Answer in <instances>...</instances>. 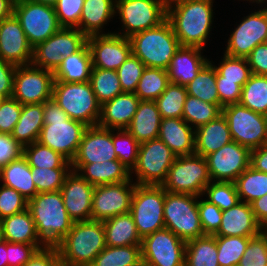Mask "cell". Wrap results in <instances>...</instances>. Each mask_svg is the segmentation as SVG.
I'll return each instance as SVG.
<instances>
[{"mask_svg": "<svg viewBox=\"0 0 267 266\" xmlns=\"http://www.w3.org/2000/svg\"><path fill=\"white\" fill-rule=\"evenodd\" d=\"M213 0L167 4V20L180 46L203 49L213 22Z\"/></svg>", "mask_w": 267, "mask_h": 266, "instance_id": "1", "label": "cell"}, {"mask_svg": "<svg viewBox=\"0 0 267 266\" xmlns=\"http://www.w3.org/2000/svg\"><path fill=\"white\" fill-rule=\"evenodd\" d=\"M43 109L44 125L37 142L60 153L71 162L88 126L70 119L53 99L44 102Z\"/></svg>", "mask_w": 267, "mask_h": 266, "instance_id": "2", "label": "cell"}, {"mask_svg": "<svg viewBox=\"0 0 267 266\" xmlns=\"http://www.w3.org/2000/svg\"><path fill=\"white\" fill-rule=\"evenodd\" d=\"M55 247L63 265L89 266L106 247L103 222H73L68 234Z\"/></svg>", "mask_w": 267, "mask_h": 266, "instance_id": "3", "label": "cell"}, {"mask_svg": "<svg viewBox=\"0 0 267 266\" xmlns=\"http://www.w3.org/2000/svg\"><path fill=\"white\" fill-rule=\"evenodd\" d=\"M29 210L40 240L46 246L57 245L70 231V219L60 190L38 193L28 201Z\"/></svg>", "mask_w": 267, "mask_h": 266, "instance_id": "4", "label": "cell"}, {"mask_svg": "<svg viewBox=\"0 0 267 266\" xmlns=\"http://www.w3.org/2000/svg\"><path fill=\"white\" fill-rule=\"evenodd\" d=\"M132 53L146 67L167 70L171 59L180 47L172 26L166 19L157 27L133 34L130 38Z\"/></svg>", "mask_w": 267, "mask_h": 266, "instance_id": "5", "label": "cell"}, {"mask_svg": "<svg viewBox=\"0 0 267 266\" xmlns=\"http://www.w3.org/2000/svg\"><path fill=\"white\" fill-rule=\"evenodd\" d=\"M52 99L67 113L70 119L86 126H97L101 116L91 83L54 81Z\"/></svg>", "mask_w": 267, "mask_h": 266, "instance_id": "6", "label": "cell"}, {"mask_svg": "<svg viewBox=\"0 0 267 266\" xmlns=\"http://www.w3.org/2000/svg\"><path fill=\"white\" fill-rule=\"evenodd\" d=\"M197 198L200 196L165 191L163 209L165 228L185 242L204 236Z\"/></svg>", "mask_w": 267, "mask_h": 266, "instance_id": "7", "label": "cell"}, {"mask_svg": "<svg viewBox=\"0 0 267 266\" xmlns=\"http://www.w3.org/2000/svg\"><path fill=\"white\" fill-rule=\"evenodd\" d=\"M210 182L206 158L194 153L177 156L161 186L167 192L201 197Z\"/></svg>", "mask_w": 267, "mask_h": 266, "instance_id": "8", "label": "cell"}, {"mask_svg": "<svg viewBox=\"0 0 267 266\" xmlns=\"http://www.w3.org/2000/svg\"><path fill=\"white\" fill-rule=\"evenodd\" d=\"M164 200L165 190L162 186L136 184L129 213L142 239L165 228Z\"/></svg>", "mask_w": 267, "mask_h": 266, "instance_id": "9", "label": "cell"}, {"mask_svg": "<svg viewBox=\"0 0 267 266\" xmlns=\"http://www.w3.org/2000/svg\"><path fill=\"white\" fill-rule=\"evenodd\" d=\"M232 141L249 148L257 149L267 144V116L254 112L240 103L222 108Z\"/></svg>", "mask_w": 267, "mask_h": 266, "instance_id": "10", "label": "cell"}, {"mask_svg": "<svg viewBox=\"0 0 267 266\" xmlns=\"http://www.w3.org/2000/svg\"><path fill=\"white\" fill-rule=\"evenodd\" d=\"M122 33L130 38L133 34L157 27L167 19V0H115Z\"/></svg>", "mask_w": 267, "mask_h": 266, "instance_id": "11", "label": "cell"}, {"mask_svg": "<svg viewBox=\"0 0 267 266\" xmlns=\"http://www.w3.org/2000/svg\"><path fill=\"white\" fill-rule=\"evenodd\" d=\"M13 13L33 48L61 28L53 5L21 0L14 3Z\"/></svg>", "mask_w": 267, "mask_h": 266, "instance_id": "12", "label": "cell"}, {"mask_svg": "<svg viewBox=\"0 0 267 266\" xmlns=\"http://www.w3.org/2000/svg\"><path fill=\"white\" fill-rule=\"evenodd\" d=\"M176 159L175 154L159 139L139 145L137 164L133 168L137 176L136 184L161 186L167 178L168 170Z\"/></svg>", "mask_w": 267, "mask_h": 266, "instance_id": "13", "label": "cell"}, {"mask_svg": "<svg viewBox=\"0 0 267 266\" xmlns=\"http://www.w3.org/2000/svg\"><path fill=\"white\" fill-rule=\"evenodd\" d=\"M53 71L32 64L16 67L13 94L21 105L41 104L52 99Z\"/></svg>", "mask_w": 267, "mask_h": 266, "instance_id": "14", "label": "cell"}, {"mask_svg": "<svg viewBox=\"0 0 267 266\" xmlns=\"http://www.w3.org/2000/svg\"><path fill=\"white\" fill-rule=\"evenodd\" d=\"M186 242L163 228L142 239V260L154 266H185Z\"/></svg>", "mask_w": 267, "mask_h": 266, "instance_id": "15", "label": "cell"}, {"mask_svg": "<svg viewBox=\"0 0 267 266\" xmlns=\"http://www.w3.org/2000/svg\"><path fill=\"white\" fill-rule=\"evenodd\" d=\"M132 182L95 186L91 220L103 222L114 216L129 213L136 186V183L132 184Z\"/></svg>", "mask_w": 267, "mask_h": 266, "instance_id": "16", "label": "cell"}, {"mask_svg": "<svg viewBox=\"0 0 267 266\" xmlns=\"http://www.w3.org/2000/svg\"><path fill=\"white\" fill-rule=\"evenodd\" d=\"M205 158L211 181L235 182L250 166L251 150L231 141Z\"/></svg>", "mask_w": 267, "mask_h": 266, "instance_id": "17", "label": "cell"}, {"mask_svg": "<svg viewBox=\"0 0 267 266\" xmlns=\"http://www.w3.org/2000/svg\"><path fill=\"white\" fill-rule=\"evenodd\" d=\"M267 42V8L244 17L232 31L224 54L246 58L258 45Z\"/></svg>", "mask_w": 267, "mask_h": 266, "instance_id": "18", "label": "cell"}, {"mask_svg": "<svg viewBox=\"0 0 267 266\" xmlns=\"http://www.w3.org/2000/svg\"><path fill=\"white\" fill-rule=\"evenodd\" d=\"M93 68L116 71L132 53L130 39L115 33L87 38Z\"/></svg>", "mask_w": 267, "mask_h": 266, "instance_id": "19", "label": "cell"}, {"mask_svg": "<svg viewBox=\"0 0 267 266\" xmlns=\"http://www.w3.org/2000/svg\"><path fill=\"white\" fill-rule=\"evenodd\" d=\"M33 47L13 13L0 21V59L16 66L32 62Z\"/></svg>", "mask_w": 267, "mask_h": 266, "instance_id": "20", "label": "cell"}, {"mask_svg": "<svg viewBox=\"0 0 267 266\" xmlns=\"http://www.w3.org/2000/svg\"><path fill=\"white\" fill-rule=\"evenodd\" d=\"M112 129L90 126L83 134L71 165H85L117 160L112 142Z\"/></svg>", "mask_w": 267, "mask_h": 266, "instance_id": "21", "label": "cell"}, {"mask_svg": "<svg viewBox=\"0 0 267 266\" xmlns=\"http://www.w3.org/2000/svg\"><path fill=\"white\" fill-rule=\"evenodd\" d=\"M95 186L71 170L60 192L66 211L73 222L91 220L93 191Z\"/></svg>", "mask_w": 267, "mask_h": 266, "instance_id": "22", "label": "cell"}, {"mask_svg": "<svg viewBox=\"0 0 267 266\" xmlns=\"http://www.w3.org/2000/svg\"><path fill=\"white\" fill-rule=\"evenodd\" d=\"M264 229L256 221L251 205L243 201L222 211L221 224L215 236H257Z\"/></svg>", "mask_w": 267, "mask_h": 266, "instance_id": "23", "label": "cell"}, {"mask_svg": "<svg viewBox=\"0 0 267 266\" xmlns=\"http://www.w3.org/2000/svg\"><path fill=\"white\" fill-rule=\"evenodd\" d=\"M140 99L135 93L123 92L101 105L99 127L126 129L137 111Z\"/></svg>", "mask_w": 267, "mask_h": 266, "instance_id": "24", "label": "cell"}, {"mask_svg": "<svg viewBox=\"0 0 267 266\" xmlns=\"http://www.w3.org/2000/svg\"><path fill=\"white\" fill-rule=\"evenodd\" d=\"M158 138L176 157L195 153V129L183 118H162Z\"/></svg>", "mask_w": 267, "mask_h": 266, "instance_id": "25", "label": "cell"}, {"mask_svg": "<svg viewBox=\"0 0 267 266\" xmlns=\"http://www.w3.org/2000/svg\"><path fill=\"white\" fill-rule=\"evenodd\" d=\"M201 50L197 47L180 46L171 59L167 69L169 81L181 86L191 82L198 72L209 62L201 56Z\"/></svg>", "mask_w": 267, "mask_h": 266, "instance_id": "26", "label": "cell"}, {"mask_svg": "<svg viewBox=\"0 0 267 266\" xmlns=\"http://www.w3.org/2000/svg\"><path fill=\"white\" fill-rule=\"evenodd\" d=\"M71 168L75 172L80 171L81 173L79 172L78 174L93 186L116 184L132 180L131 171L118 160L71 165Z\"/></svg>", "mask_w": 267, "mask_h": 266, "instance_id": "27", "label": "cell"}, {"mask_svg": "<svg viewBox=\"0 0 267 266\" xmlns=\"http://www.w3.org/2000/svg\"><path fill=\"white\" fill-rule=\"evenodd\" d=\"M232 141L223 114L195 129V154L206 157Z\"/></svg>", "mask_w": 267, "mask_h": 266, "instance_id": "28", "label": "cell"}, {"mask_svg": "<svg viewBox=\"0 0 267 266\" xmlns=\"http://www.w3.org/2000/svg\"><path fill=\"white\" fill-rule=\"evenodd\" d=\"M161 119L155 101L140 100L137 111L126 130L141 144L158 138Z\"/></svg>", "mask_w": 267, "mask_h": 266, "instance_id": "29", "label": "cell"}, {"mask_svg": "<svg viewBox=\"0 0 267 266\" xmlns=\"http://www.w3.org/2000/svg\"><path fill=\"white\" fill-rule=\"evenodd\" d=\"M0 180L3 181L2 185L15 189L27 201L38 194L31 167L23 154L1 167Z\"/></svg>", "mask_w": 267, "mask_h": 266, "instance_id": "30", "label": "cell"}, {"mask_svg": "<svg viewBox=\"0 0 267 266\" xmlns=\"http://www.w3.org/2000/svg\"><path fill=\"white\" fill-rule=\"evenodd\" d=\"M114 0H85L79 22V30L88 38L101 35L102 26L117 13Z\"/></svg>", "mask_w": 267, "mask_h": 266, "instance_id": "31", "label": "cell"}, {"mask_svg": "<svg viewBox=\"0 0 267 266\" xmlns=\"http://www.w3.org/2000/svg\"><path fill=\"white\" fill-rule=\"evenodd\" d=\"M92 68L91 54L86 43L79 51L64 57L53 75L55 81L87 82L90 81Z\"/></svg>", "mask_w": 267, "mask_h": 266, "instance_id": "32", "label": "cell"}, {"mask_svg": "<svg viewBox=\"0 0 267 266\" xmlns=\"http://www.w3.org/2000/svg\"><path fill=\"white\" fill-rule=\"evenodd\" d=\"M4 240L10 243L45 245L37 235L33 218L28 209L0 220Z\"/></svg>", "mask_w": 267, "mask_h": 266, "instance_id": "33", "label": "cell"}, {"mask_svg": "<svg viewBox=\"0 0 267 266\" xmlns=\"http://www.w3.org/2000/svg\"><path fill=\"white\" fill-rule=\"evenodd\" d=\"M43 114V103L22 105L20 118L11 133L22 147L38 140L44 125Z\"/></svg>", "mask_w": 267, "mask_h": 266, "instance_id": "34", "label": "cell"}, {"mask_svg": "<svg viewBox=\"0 0 267 266\" xmlns=\"http://www.w3.org/2000/svg\"><path fill=\"white\" fill-rule=\"evenodd\" d=\"M106 246L120 247L127 245H141L135 222L130 213L114 216L103 221Z\"/></svg>", "mask_w": 267, "mask_h": 266, "instance_id": "35", "label": "cell"}, {"mask_svg": "<svg viewBox=\"0 0 267 266\" xmlns=\"http://www.w3.org/2000/svg\"><path fill=\"white\" fill-rule=\"evenodd\" d=\"M215 235H204L186 242L185 266H219Z\"/></svg>", "mask_w": 267, "mask_h": 266, "instance_id": "36", "label": "cell"}, {"mask_svg": "<svg viewBox=\"0 0 267 266\" xmlns=\"http://www.w3.org/2000/svg\"><path fill=\"white\" fill-rule=\"evenodd\" d=\"M187 94L219 107L216 69L209 61L186 86Z\"/></svg>", "mask_w": 267, "mask_h": 266, "instance_id": "37", "label": "cell"}, {"mask_svg": "<svg viewBox=\"0 0 267 266\" xmlns=\"http://www.w3.org/2000/svg\"><path fill=\"white\" fill-rule=\"evenodd\" d=\"M141 260V245L106 246L89 266H137Z\"/></svg>", "mask_w": 267, "mask_h": 266, "instance_id": "38", "label": "cell"}, {"mask_svg": "<svg viewBox=\"0 0 267 266\" xmlns=\"http://www.w3.org/2000/svg\"><path fill=\"white\" fill-rule=\"evenodd\" d=\"M240 201L250 204L267 194V173L249 166L234 182Z\"/></svg>", "mask_w": 267, "mask_h": 266, "instance_id": "39", "label": "cell"}, {"mask_svg": "<svg viewBox=\"0 0 267 266\" xmlns=\"http://www.w3.org/2000/svg\"><path fill=\"white\" fill-rule=\"evenodd\" d=\"M169 83L167 70L146 67L134 93L140 100L155 101L166 90Z\"/></svg>", "mask_w": 267, "mask_h": 266, "instance_id": "40", "label": "cell"}, {"mask_svg": "<svg viewBox=\"0 0 267 266\" xmlns=\"http://www.w3.org/2000/svg\"><path fill=\"white\" fill-rule=\"evenodd\" d=\"M239 103L267 116V76L252 74L242 87Z\"/></svg>", "mask_w": 267, "mask_h": 266, "instance_id": "41", "label": "cell"}, {"mask_svg": "<svg viewBox=\"0 0 267 266\" xmlns=\"http://www.w3.org/2000/svg\"><path fill=\"white\" fill-rule=\"evenodd\" d=\"M89 82L100 105L123 93L117 71L92 68Z\"/></svg>", "mask_w": 267, "mask_h": 266, "instance_id": "42", "label": "cell"}, {"mask_svg": "<svg viewBox=\"0 0 267 266\" xmlns=\"http://www.w3.org/2000/svg\"><path fill=\"white\" fill-rule=\"evenodd\" d=\"M23 155L28 160L30 167L45 169L71 168V162H69L60 153L40 144L37 141L24 146Z\"/></svg>", "mask_w": 267, "mask_h": 266, "instance_id": "43", "label": "cell"}, {"mask_svg": "<svg viewBox=\"0 0 267 266\" xmlns=\"http://www.w3.org/2000/svg\"><path fill=\"white\" fill-rule=\"evenodd\" d=\"M221 114L222 110L216 104L207 103L199 98L187 95L182 118L196 129L209 121L215 120Z\"/></svg>", "mask_w": 267, "mask_h": 266, "instance_id": "44", "label": "cell"}, {"mask_svg": "<svg viewBox=\"0 0 267 266\" xmlns=\"http://www.w3.org/2000/svg\"><path fill=\"white\" fill-rule=\"evenodd\" d=\"M187 95L185 86L170 82L166 90L155 100L161 118H182Z\"/></svg>", "mask_w": 267, "mask_h": 266, "instance_id": "45", "label": "cell"}, {"mask_svg": "<svg viewBox=\"0 0 267 266\" xmlns=\"http://www.w3.org/2000/svg\"><path fill=\"white\" fill-rule=\"evenodd\" d=\"M250 237L216 236L219 266H238Z\"/></svg>", "mask_w": 267, "mask_h": 266, "instance_id": "46", "label": "cell"}, {"mask_svg": "<svg viewBox=\"0 0 267 266\" xmlns=\"http://www.w3.org/2000/svg\"><path fill=\"white\" fill-rule=\"evenodd\" d=\"M112 142L117 155V160L128 170L132 171L137 164L140 144L126 129H117L116 134H114L113 129Z\"/></svg>", "mask_w": 267, "mask_h": 266, "instance_id": "47", "label": "cell"}, {"mask_svg": "<svg viewBox=\"0 0 267 266\" xmlns=\"http://www.w3.org/2000/svg\"><path fill=\"white\" fill-rule=\"evenodd\" d=\"M204 194L208 196L206 200L215 204L222 211L230 209L240 202L234 182L211 181L205 187Z\"/></svg>", "mask_w": 267, "mask_h": 266, "instance_id": "48", "label": "cell"}, {"mask_svg": "<svg viewBox=\"0 0 267 266\" xmlns=\"http://www.w3.org/2000/svg\"><path fill=\"white\" fill-rule=\"evenodd\" d=\"M72 168H37L31 167L32 179L38 193L58 191L64 184Z\"/></svg>", "mask_w": 267, "mask_h": 266, "instance_id": "49", "label": "cell"}, {"mask_svg": "<svg viewBox=\"0 0 267 266\" xmlns=\"http://www.w3.org/2000/svg\"><path fill=\"white\" fill-rule=\"evenodd\" d=\"M62 59L61 55L58 54L56 32L33 48L31 64L54 72L61 64Z\"/></svg>", "mask_w": 267, "mask_h": 266, "instance_id": "50", "label": "cell"}, {"mask_svg": "<svg viewBox=\"0 0 267 266\" xmlns=\"http://www.w3.org/2000/svg\"><path fill=\"white\" fill-rule=\"evenodd\" d=\"M220 65L215 66L216 71L223 77V80L237 81L241 87L252 75L247 58L232 57L224 54Z\"/></svg>", "mask_w": 267, "mask_h": 266, "instance_id": "51", "label": "cell"}, {"mask_svg": "<svg viewBox=\"0 0 267 266\" xmlns=\"http://www.w3.org/2000/svg\"><path fill=\"white\" fill-rule=\"evenodd\" d=\"M145 64L133 53L116 70L123 92L134 93L144 69Z\"/></svg>", "mask_w": 267, "mask_h": 266, "instance_id": "52", "label": "cell"}, {"mask_svg": "<svg viewBox=\"0 0 267 266\" xmlns=\"http://www.w3.org/2000/svg\"><path fill=\"white\" fill-rule=\"evenodd\" d=\"M238 266H267V230L250 237Z\"/></svg>", "mask_w": 267, "mask_h": 266, "instance_id": "53", "label": "cell"}, {"mask_svg": "<svg viewBox=\"0 0 267 266\" xmlns=\"http://www.w3.org/2000/svg\"><path fill=\"white\" fill-rule=\"evenodd\" d=\"M85 0H57L53 5L61 27L79 29Z\"/></svg>", "mask_w": 267, "mask_h": 266, "instance_id": "54", "label": "cell"}, {"mask_svg": "<svg viewBox=\"0 0 267 266\" xmlns=\"http://www.w3.org/2000/svg\"><path fill=\"white\" fill-rule=\"evenodd\" d=\"M87 43V37L77 28L61 27L57 31L58 54L62 58L79 51Z\"/></svg>", "mask_w": 267, "mask_h": 266, "instance_id": "55", "label": "cell"}, {"mask_svg": "<svg viewBox=\"0 0 267 266\" xmlns=\"http://www.w3.org/2000/svg\"><path fill=\"white\" fill-rule=\"evenodd\" d=\"M28 201L15 189L0 187V220L27 209Z\"/></svg>", "mask_w": 267, "mask_h": 266, "instance_id": "56", "label": "cell"}, {"mask_svg": "<svg viewBox=\"0 0 267 266\" xmlns=\"http://www.w3.org/2000/svg\"><path fill=\"white\" fill-rule=\"evenodd\" d=\"M198 212L204 235H214L221 224L222 210L208 200H198Z\"/></svg>", "mask_w": 267, "mask_h": 266, "instance_id": "57", "label": "cell"}, {"mask_svg": "<svg viewBox=\"0 0 267 266\" xmlns=\"http://www.w3.org/2000/svg\"><path fill=\"white\" fill-rule=\"evenodd\" d=\"M22 111V105L13 97L6 98L0 105V133L11 134Z\"/></svg>", "mask_w": 267, "mask_h": 266, "instance_id": "58", "label": "cell"}, {"mask_svg": "<svg viewBox=\"0 0 267 266\" xmlns=\"http://www.w3.org/2000/svg\"><path fill=\"white\" fill-rule=\"evenodd\" d=\"M45 247L46 245L7 242L8 266H23L38 250Z\"/></svg>", "mask_w": 267, "mask_h": 266, "instance_id": "59", "label": "cell"}, {"mask_svg": "<svg viewBox=\"0 0 267 266\" xmlns=\"http://www.w3.org/2000/svg\"><path fill=\"white\" fill-rule=\"evenodd\" d=\"M216 84L221 110L224 106L240 102L242 87L237 84V81L223 80L216 71Z\"/></svg>", "mask_w": 267, "mask_h": 266, "instance_id": "60", "label": "cell"}, {"mask_svg": "<svg viewBox=\"0 0 267 266\" xmlns=\"http://www.w3.org/2000/svg\"><path fill=\"white\" fill-rule=\"evenodd\" d=\"M23 154V147L11 136L0 133V167Z\"/></svg>", "mask_w": 267, "mask_h": 266, "instance_id": "61", "label": "cell"}, {"mask_svg": "<svg viewBox=\"0 0 267 266\" xmlns=\"http://www.w3.org/2000/svg\"><path fill=\"white\" fill-rule=\"evenodd\" d=\"M246 58L252 74L267 76V42L258 44Z\"/></svg>", "mask_w": 267, "mask_h": 266, "instance_id": "62", "label": "cell"}, {"mask_svg": "<svg viewBox=\"0 0 267 266\" xmlns=\"http://www.w3.org/2000/svg\"><path fill=\"white\" fill-rule=\"evenodd\" d=\"M61 260L55 246H46L38 250L23 266H60Z\"/></svg>", "mask_w": 267, "mask_h": 266, "instance_id": "63", "label": "cell"}, {"mask_svg": "<svg viewBox=\"0 0 267 266\" xmlns=\"http://www.w3.org/2000/svg\"><path fill=\"white\" fill-rule=\"evenodd\" d=\"M16 65L0 59V93L12 97Z\"/></svg>", "mask_w": 267, "mask_h": 266, "instance_id": "64", "label": "cell"}, {"mask_svg": "<svg viewBox=\"0 0 267 266\" xmlns=\"http://www.w3.org/2000/svg\"><path fill=\"white\" fill-rule=\"evenodd\" d=\"M250 205L258 224L264 230H267V194L261 198L255 199Z\"/></svg>", "mask_w": 267, "mask_h": 266, "instance_id": "65", "label": "cell"}, {"mask_svg": "<svg viewBox=\"0 0 267 266\" xmlns=\"http://www.w3.org/2000/svg\"><path fill=\"white\" fill-rule=\"evenodd\" d=\"M250 166L257 171L267 173V144L251 150Z\"/></svg>", "mask_w": 267, "mask_h": 266, "instance_id": "66", "label": "cell"}, {"mask_svg": "<svg viewBox=\"0 0 267 266\" xmlns=\"http://www.w3.org/2000/svg\"><path fill=\"white\" fill-rule=\"evenodd\" d=\"M14 3L12 0H0V21L13 14Z\"/></svg>", "mask_w": 267, "mask_h": 266, "instance_id": "67", "label": "cell"}, {"mask_svg": "<svg viewBox=\"0 0 267 266\" xmlns=\"http://www.w3.org/2000/svg\"><path fill=\"white\" fill-rule=\"evenodd\" d=\"M0 266H8L7 241L0 243Z\"/></svg>", "mask_w": 267, "mask_h": 266, "instance_id": "68", "label": "cell"}, {"mask_svg": "<svg viewBox=\"0 0 267 266\" xmlns=\"http://www.w3.org/2000/svg\"><path fill=\"white\" fill-rule=\"evenodd\" d=\"M30 1L49 4V5H54L57 2V0H30Z\"/></svg>", "mask_w": 267, "mask_h": 266, "instance_id": "69", "label": "cell"}, {"mask_svg": "<svg viewBox=\"0 0 267 266\" xmlns=\"http://www.w3.org/2000/svg\"><path fill=\"white\" fill-rule=\"evenodd\" d=\"M197 1V0H167V4H176L182 2Z\"/></svg>", "mask_w": 267, "mask_h": 266, "instance_id": "70", "label": "cell"}, {"mask_svg": "<svg viewBox=\"0 0 267 266\" xmlns=\"http://www.w3.org/2000/svg\"><path fill=\"white\" fill-rule=\"evenodd\" d=\"M3 241H5V240H4L2 224L0 222V243H2Z\"/></svg>", "mask_w": 267, "mask_h": 266, "instance_id": "71", "label": "cell"}, {"mask_svg": "<svg viewBox=\"0 0 267 266\" xmlns=\"http://www.w3.org/2000/svg\"><path fill=\"white\" fill-rule=\"evenodd\" d=\"M137 266H154V265H152V264H150V263H148V262H146V261H144V260H141V261L138 263Z\"/></svg>", "mask_w": 267, "mask_h": 266, "instance_id": "72", "label": "cell"}, {"mask_svg": "<svg viewBox=\"0 0 267 266\" xmlns=\"http://www.w3.org/2000/svg\"><path fill=\"white\" fill-rule=\"evenodd\" d=\"M7 97L3 94L0 93V105L2 104V102L6 99Z\"/></svg>", "mask_w": 267, "mask_h": 266, "instance_id": "73", "label": "cell"}, {"mask_svg": "<svg viewBox=\"0 0 267 266\" xmlns=\"http://www.w3.org/2000/svg\"><path fill=\"white\" fill-rule=\"evenodd\" d=\"M247 1H252L253 3L256 2L258 4H262L265 2L264 0H247Z\"/></svg>", "mask_w": 267, "mask_h": 266, "instance_id": "74", "label": "cell"}]
</instances>
